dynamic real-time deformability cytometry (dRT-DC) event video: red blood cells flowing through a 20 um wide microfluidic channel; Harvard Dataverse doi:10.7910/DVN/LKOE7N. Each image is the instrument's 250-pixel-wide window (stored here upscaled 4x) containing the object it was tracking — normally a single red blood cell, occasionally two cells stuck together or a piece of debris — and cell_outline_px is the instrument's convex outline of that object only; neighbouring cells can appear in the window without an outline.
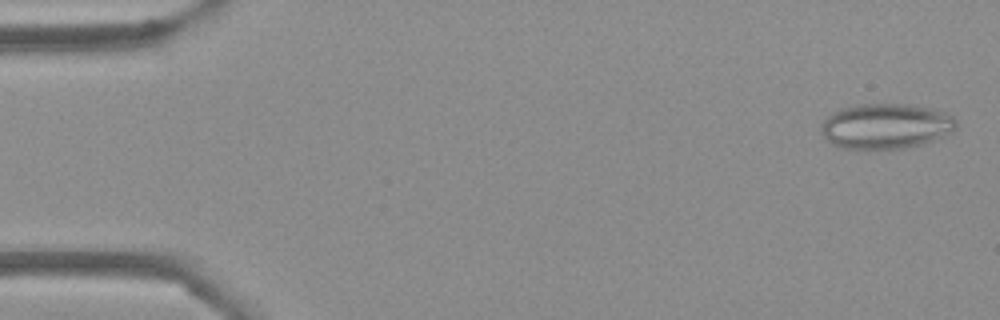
{"species": "Egyptian fruit bat (a non-hibernating species)", "species_latin": "Rousettus aegyptiacus", "temperature_condition": "cold", "stored_images_in_passage": 54, "camera_frame_rate_fps": 3000, "um_per_image_px": 0.085, "frame": {"image": 1, "passage_image": 2, "time_ms": 0.333, "image_size_px": [1000, 320], "cell_outline_px": [[956, 128], [944, 136], [924, 144], [904, 148], [840, 148], [832, 144], [820, 132], [820, 124], [832, 112], [840, 108], [860, 104], [904, 104], [932, 108], [948, 112], [956, 120]], "centroid_in_image_um": [75.29, 10.71], "position_along_channel_um": 9.7, "area_um2": 35.78}}
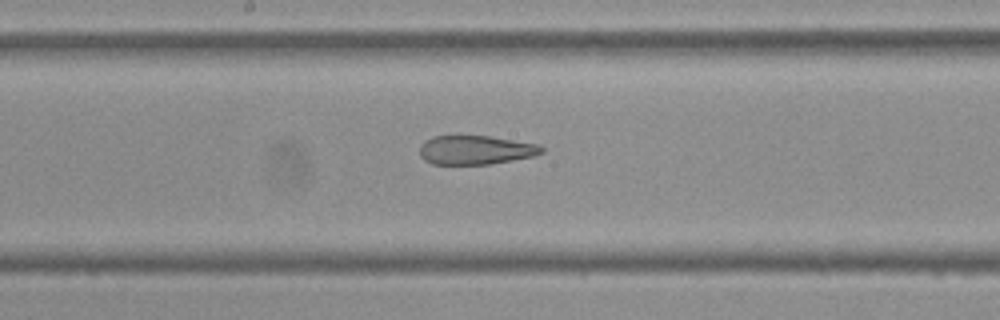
{"frame": {"image": 2, "passage_image": 28, "time_ms": 9.0, "image_size_px": [1000, 320], "cell_outline_px": [[544, 152], [536, 156], [488, 164], [432, 164], [424, 160], [420, 156], [420, 144], [424, 140], [432, 136], [488, 136], [540, 144], [544, 148]], "centroid_in_image_um": [40.43, 12.74], "position_along_channel_um": 207.8, "area_um2": 20.75}}
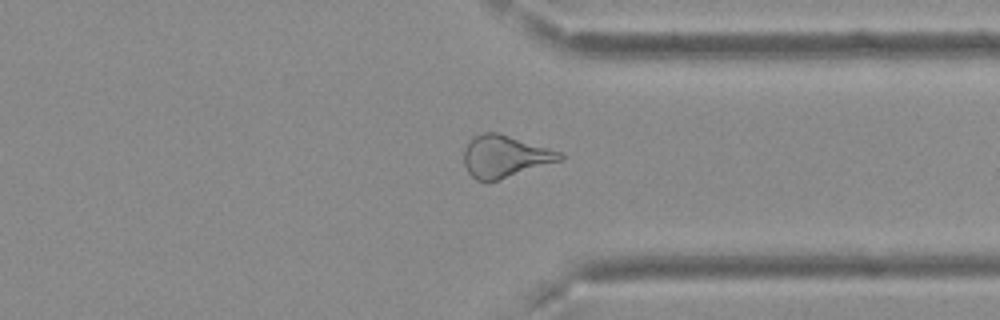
{"frame": {"image": 3, "passage_image": 41, "time_ms": 13.333, "image_size_px": [1000, 320], "cell_outline_px": [[564, 160], [488, 184], [476, 180], [468, 172], [464, 164], [464, 148], [472, 136], [484, 132], [496, 132], [548, 148], [560, 152], [564, 156]], "centroid_in_image_um": [42.89, 13.33], "position_along_channel_um": 368.5, "area_um2": 23.93}, "authors_computed_cell_mechanics": {"area_um2": 25.2586, "velocity_mm_per_s": 3.7318, "shape_relaxation_time_tau1_ms": null, "shape_relaxation_time_tau2_ms": 3.8383, "deformation_change_tau1": null, "deformation_change_tau2": 0.1271}}